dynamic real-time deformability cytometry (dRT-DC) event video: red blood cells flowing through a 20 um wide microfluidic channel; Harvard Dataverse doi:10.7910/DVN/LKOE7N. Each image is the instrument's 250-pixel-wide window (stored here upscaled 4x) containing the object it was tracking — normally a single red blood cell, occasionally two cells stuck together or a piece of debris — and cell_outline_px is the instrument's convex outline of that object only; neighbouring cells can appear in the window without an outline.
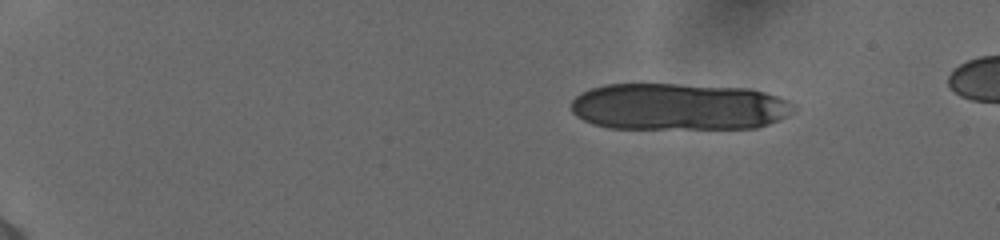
{"species": "human", "species_latin": "Homo sapiens", "temperature_condition": "cold", "stored_images_in_passage": 17, "camera_frame_rate_fps": 3000, "um_per_image_px": 0.085, "donor": {"sex": "female"}, "frame": {"image": 1, "passage_image": 1, "time_ms": 0.0, "image_size_px": [1000, 240], "cell_outline_px": [[796, 112], [788, 116], [768, 124], [756, 128], [608, 128], [592, 124], [576, 116], [572, 112], [572, 100], [580, 92], [604, 84], [676, 84], [752, 88], [788, 100], [796, 104]], "centroid_in_image_um": [57.72, 9.07], "position_along_channel_um": 27.3, "area_um2": 61.38}}